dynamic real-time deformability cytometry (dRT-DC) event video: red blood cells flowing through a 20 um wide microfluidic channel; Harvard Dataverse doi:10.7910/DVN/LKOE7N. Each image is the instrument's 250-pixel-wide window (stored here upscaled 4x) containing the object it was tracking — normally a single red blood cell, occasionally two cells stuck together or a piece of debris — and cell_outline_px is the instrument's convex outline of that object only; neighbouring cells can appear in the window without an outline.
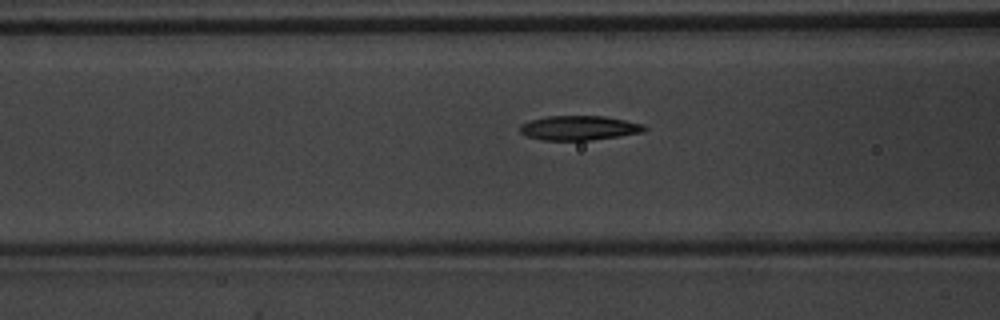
{"species": "common noctule bat (a hibernating species)", "species_latin": "Nyctalus noctula", "temperature_condition": "warm", "stored_images_in_passage": 30, "camera_frame_rate_fps": 3000, "um_per_image_px": 0.085, "animal": {"sex": "male", "body_mass_g": 20.1, "forearm_length_mm": 53.5}, "frame": {"image": 1, "passage_image": 6, "time_ms": 1.667, "image_size_px": [1000, 320], "cell_outline_px": [[648, 128], [644, 132], [620, 136], [592, 140], [544, 140], [528, 136], [520, 132], [520, 124], [532, 120], [548, 116], [604, 116], [644, 124]], "centroid_in_image_um": [49.27, 10.87], "position_along_channel_um": 117.3, "area_um2": 17.69}}
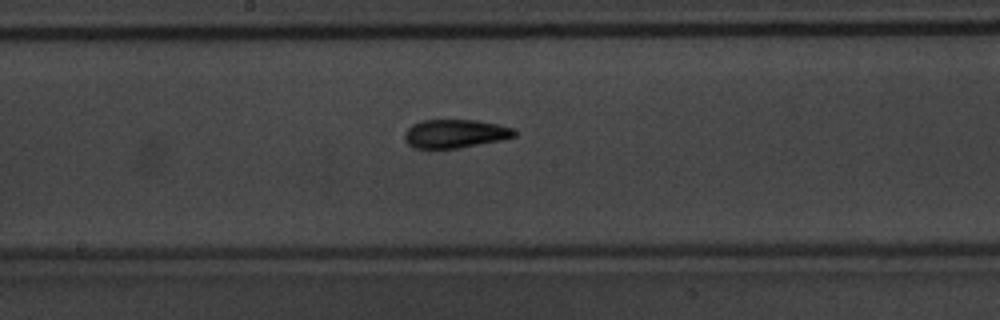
{"frame": {"image": 2, "passage_image": 13, "time_ms": 4.0, "image_size_px": [1000, 320], "cell_outline_px": [[516, 136], [500, 140], [456, 148], [416, 148], [408, 144], [404, 140], [404, 132], [412, 124], [420, 120], [476, 120], [496, 124], [512, 128], [516, 132]], "centroid_in_image_um": [38.64, 11.35], "position_along_channel_um": 209.6, "area_um2": 18.09}}
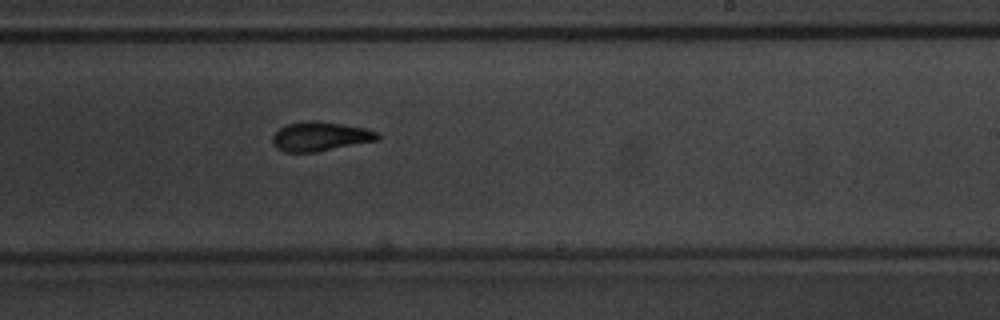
{"frame": {"image": 3, "passage_image": 17, "time_ms": 5.333, "image_size_px": [1000, 320], "cell_outline_px": [[380, 140], [316, 152], [284, 152], [276, 148], [272, 144], [272, 136], [280, 128], [288, 124], [308, 120], [320, 120], [344, 124], [364, 128], [376, 132], [380, 136]], "centroid_in_image_um": [27.21, 11.6], "position_along_channel_um": 261.8, "area_um2": 18.09}}